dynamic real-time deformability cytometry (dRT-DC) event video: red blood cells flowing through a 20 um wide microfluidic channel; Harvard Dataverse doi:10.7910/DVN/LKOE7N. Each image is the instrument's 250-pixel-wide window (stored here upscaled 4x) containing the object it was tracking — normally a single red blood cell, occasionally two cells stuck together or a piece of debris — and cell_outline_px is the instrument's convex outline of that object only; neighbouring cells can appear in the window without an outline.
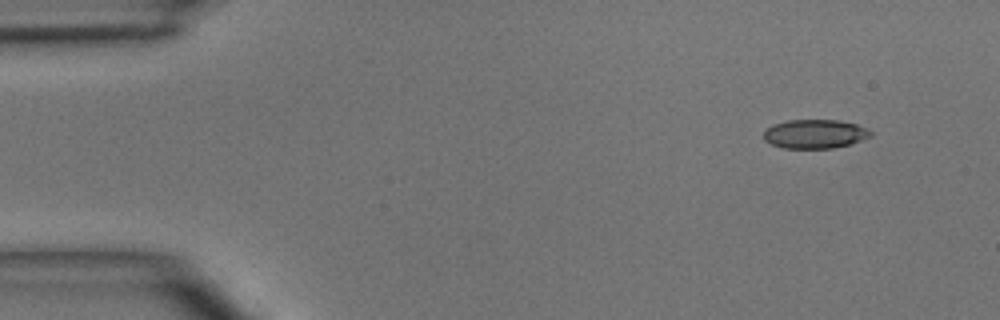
{"species": "common noctule bat (a hibernating species)", "species_latin": "Nyctalus noctula", "temperature_condition": "room temperature", "stored_images_in_passage": 5, "camera_frame_rate_fps": 3000, "um_per_image_px": 0.085, "animal": {"sex": "male", "body_mass_g": 15.6}, "frame": {"image": 1, "passage_image": 1, "time_ms": 0.0, "image_size_px": [1000, 320], "cell_outline_px": [[872, 136], [848, 144], [832, 148], [784, 148], [772, 144], [764, 140], [764, 132], [772, 124], [788, 120], [840, 120], [856, 124], [868, 128], [872, 132]], "centroid_in_image_um": [69.27, 11.37], "position_along_channel_um": 15.7, "area_um2": 17.98}}
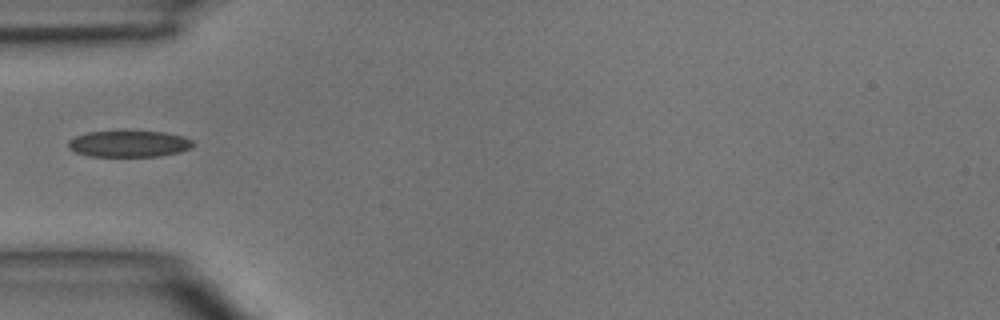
{"frame": {"image": 2, "passage_image": 4, "time_ms": 3.667, "image_size_px": [1000, 320], "cell_outline_px": [[196, 144], [192, 148], [180, 152], [160, 156], [88, 156], [76, 152], [68, 148], [68, 140], [76, 136], [88, 132], [120, 128], [128, 128], [164, 132], [184, 136], [192, 140]], "centroid_in_image_um": [10.98, 12.17], "position_along_channel_um": 74.0, "area_um2": 20.35}}